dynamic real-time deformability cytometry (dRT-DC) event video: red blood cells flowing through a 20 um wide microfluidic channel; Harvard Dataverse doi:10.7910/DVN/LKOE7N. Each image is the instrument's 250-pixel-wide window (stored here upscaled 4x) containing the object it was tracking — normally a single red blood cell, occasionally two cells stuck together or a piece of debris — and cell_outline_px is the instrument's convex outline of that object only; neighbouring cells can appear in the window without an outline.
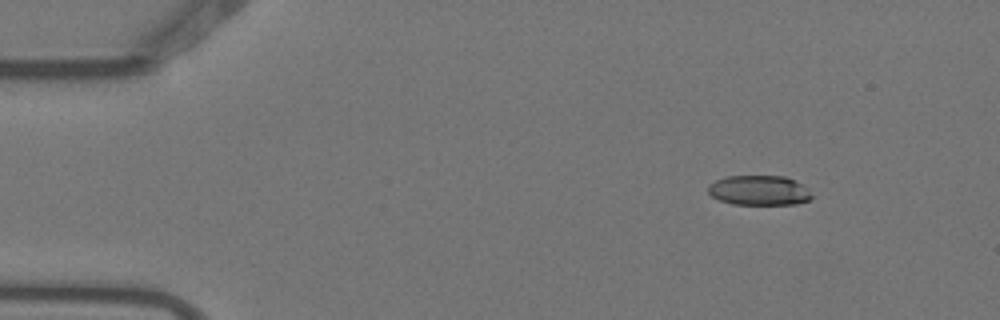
{"species": "Egyptian fruit bat (a non-hibernating species)", "species_latin": "Rousettus aegyptiacus", "temperature_condition": "warm", "stored_images_in_passage": 6, "camera_frame_rate_fps": 3000, "um_per_image_px": 0.085, "animal": {"sex": "female"}, "frame": {"image": 1, "passage_image": 1, "time_ms": 0.0, "image_size_px": [1000, 320], "cell_outline_px": [[812, 196], [808, 200], [796, 204], [732, 204], [720, 200], [712, 196], [708, 192], [708, 184], [716, 180], [728, 176], [784, 176], [808, 188]], "centroid_in_image_um": [64.5, 16.18], "position_along_channel_um": 20.5, "area_um2": 17.86}}
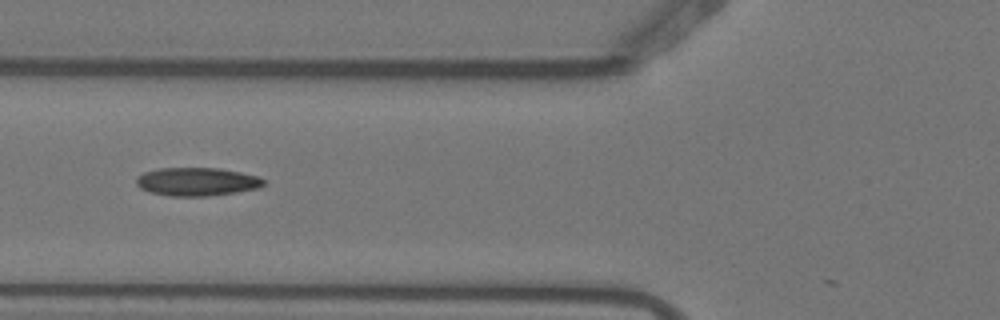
{"frame": {"image": 2, "passage_image": 5, "time_ms": 1.333, "image_size_px": [1000, 320], "cell_outline_px": [[264, 184], [260, 188], [236, 192], [208, 196], [168, 196], [152, 192], [140, 188], [136, 184], [136, 176], [144, 172], [160, 168], [220, 168], [240, 172], [256, 176], [264, 180]], "centroid_in_image_um": [16.72, 15.44], "position_along_channel_um": 109.1, "area_um2": 20.98}}